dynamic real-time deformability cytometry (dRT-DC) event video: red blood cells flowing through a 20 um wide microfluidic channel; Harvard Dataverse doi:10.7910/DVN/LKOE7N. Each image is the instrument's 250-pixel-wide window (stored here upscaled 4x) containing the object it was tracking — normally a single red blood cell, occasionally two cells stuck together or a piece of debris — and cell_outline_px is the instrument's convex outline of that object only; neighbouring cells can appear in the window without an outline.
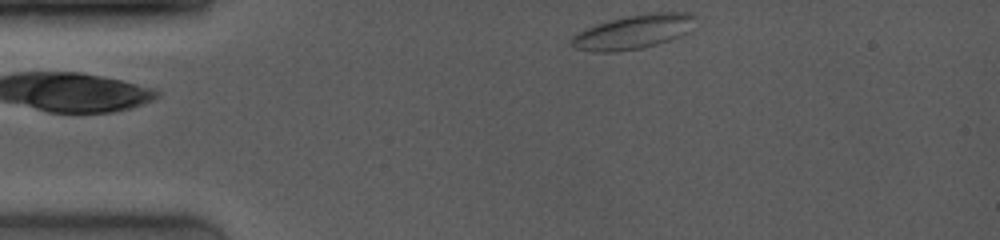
{"species": "common noctule bat (a hibernating species)", "species_latin": "Nyctalus noctula", "temperature_condition": "room temperature", "stored_images_in_passage": 57, "camera_frame_rate_fps": 4000, "um_per_image_px": 0.085, "animal": {"sex": "female", "body_mass_g": 19.0, "forearm_length_mm": 53.3}, "frame": {"image": 1, "passage_image": 1, "time_ms": 0.0, "image_size_px": [1000, 240], "cell_outline_px": [[696, 16], [688, 32], [680, 36], [656, 44], [640, 48], [612, 52], [596, 52], [572, 48], [568, 44], [568, 40], [572, 36], [596, 24], [624, 16], [648, 12], [688, 12]], "centroid_in_image_um": [53.79, 2.7], "position_along_channel_um": 31.2, "area_um2": 24.68}}
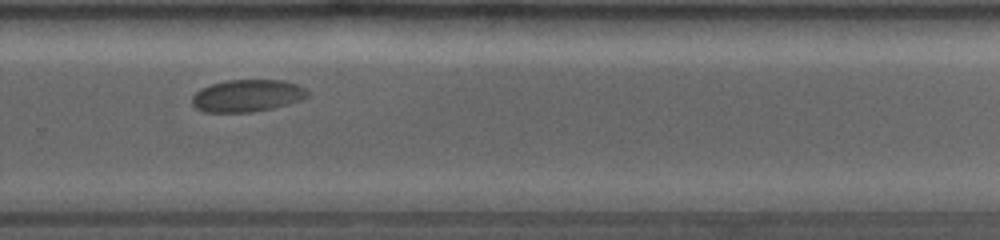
{"frame": {"image": 2, "passage_image": 42, "time_ms": 8.5, "image_size_px": [1000, 240], "cell_outline_px": [[308, 96], [300, 100], [288, 104], [272, 108], [248, 112], [204, 112], [196, 108], [192, 104], [192, 96], [200, 88], [212, 84], [228, 80], [284, 80], [296, 84], [304, 88], [308, 92]], "centroid_in_image_um": [20.99, 8.13], "position_along_channel_um": 308.8, "area_um2": 21.56}}
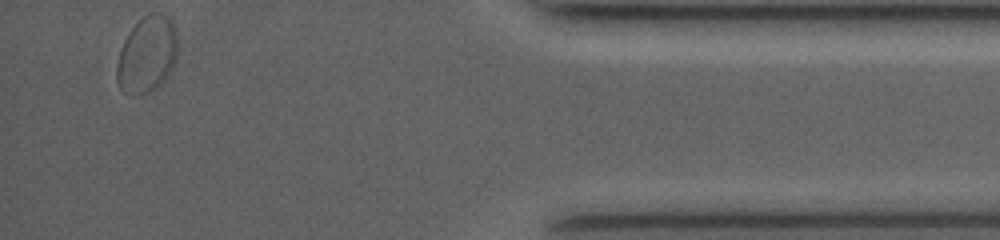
{"frame": {"image": 3, "passage_image": 57, "time_ms": 12.5, "image_size_px": [1000, 240], "cell_outline_px": [[176, 60], [172, 68], [164, 80], [160, 84], [148, 92], [136, 96], [132, 96], [124, 92], [120, 88], [116, 80], [116, 64], [120, 48], [128, 32], [148, 12], [164, 12], [172, 16], [176, 28]], "centroid_in_image_um": [12.49, 4.6], "position_along_channel_um": 422.7, "area_um2": 27.57}}